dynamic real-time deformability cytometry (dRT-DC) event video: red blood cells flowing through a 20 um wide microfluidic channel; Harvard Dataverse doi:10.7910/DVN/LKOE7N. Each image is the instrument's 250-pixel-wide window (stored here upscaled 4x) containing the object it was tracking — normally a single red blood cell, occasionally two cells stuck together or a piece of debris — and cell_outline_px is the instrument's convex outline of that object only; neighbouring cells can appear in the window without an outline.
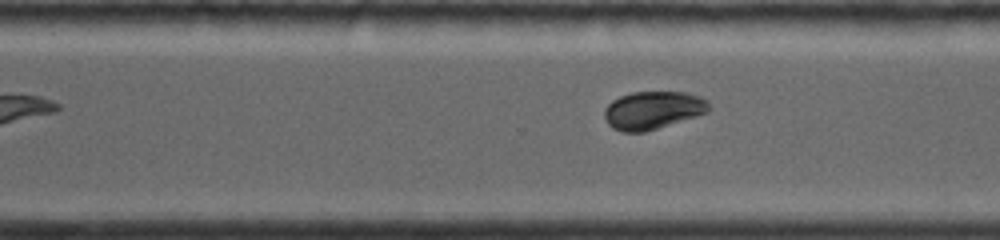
{"species": "common noctule bat (a hibernating species)", "species_latin": "Nyctalus noctula", "temperature_condition": "room temperature", "stored_images_in_passage": 24, "segment_of_instrument_passage": [2, 2], "camera_frame_rate_fps": 4000, "um_per_image_px": 0.085, "animal": {"sex": "female", "body_mass_g": 19.0, "forearm_length_mm": 56.7}, "frame": {"image": 1, "passage_image": 24, "time_ms": 9.0, "image_size_px": [1000, 240], "cell_outline_px": [[708, 112], [644, 132], [620, 132], [612, 128], [608, 124], [604, 116], [604, 108], [612, 100], [620, 96], [632, 92], [688, 92], [700, 96], [708, 100]], "centroid_in_image_um": [55.46, 9.36], "position_along_channel_um": 315.1, "area_um2": 23.06}}